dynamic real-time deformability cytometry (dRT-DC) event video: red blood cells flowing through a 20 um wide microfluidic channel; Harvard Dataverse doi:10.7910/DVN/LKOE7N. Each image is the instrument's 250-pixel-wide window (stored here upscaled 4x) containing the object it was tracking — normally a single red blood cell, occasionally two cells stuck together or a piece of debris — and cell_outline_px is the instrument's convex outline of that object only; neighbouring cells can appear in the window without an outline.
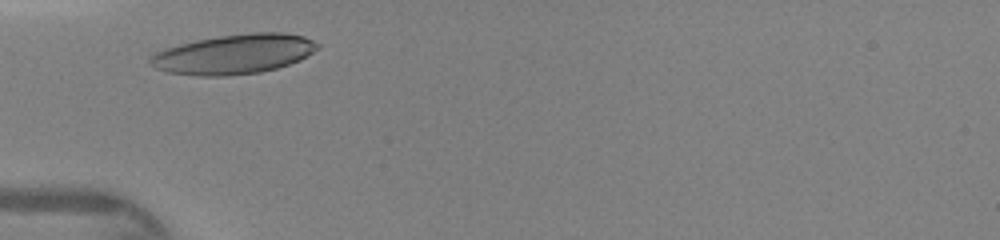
{"species": "human", "species_latin": "Homo sapiens", "temperature_condition": "warm", "stored_images_in_passage": 26, "camera_frame_rate_fps": 3000, "um_per_image_px": 0.085, "donor": {"sex": "female"}, "frame": {"image": 1, "passage_image": 3, "time_ms": 0.667, "image_size_px": [1000, 240], "cell_outline_px": [[320, 48], [300, 60], [276, 68], [260, 72], [228, 76], [200, 76], [168, 72], [156, 68], [148, 60], [156, 52], [180, 44], [196, 40], [220, 36], [248, 32], [284, 32], [304, 36], [320, 44]], "centroid_in_image_um": [19.94, 4.59], "position_along_channel_um": 65.1, "area_um2": 38.61}}
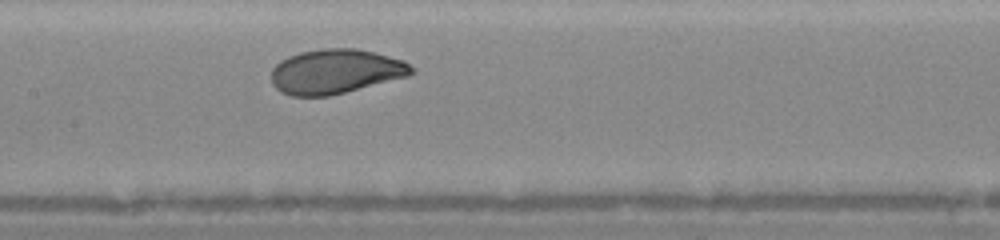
{"frame": {"image": 2, "passage_image": 11, "time_ms": 3.333, "image_size_px": [1000, 240], "cell_outline_px": [[416, 72], [408, 76], [328, 96], [292, 96], [280, 92], [272, 84], [272, 68], [280, 60], [288, 56], [300, 52], [320, 48], [356, 48], [404, 60], [416, 68]], "centroid_in_image_um": [28.52, 6.07], "position_along_channel_um": 178.9, "area_um2": 36.47}}
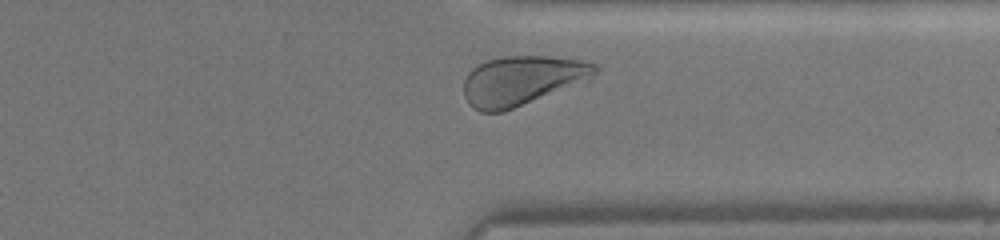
{"frame": {"image": 3, "passage_image": 24, "time_ms": 7.667, "image_size_px": [1000, 240], "cell_outline_px": [[600, 68], [588, 80], [512, 108], [500, 112], [480, 112], [472, 108], [468, 104], [464, 96], [464, 80], [468, 72], [472, 68], [484, 60], [504, 56], [548, 56], [580, 60], [596, 64]], "centroid_in_image_um": [44.32, 6.83], "position_along_channel_um": 367.1, "area_um2": 37.63}}